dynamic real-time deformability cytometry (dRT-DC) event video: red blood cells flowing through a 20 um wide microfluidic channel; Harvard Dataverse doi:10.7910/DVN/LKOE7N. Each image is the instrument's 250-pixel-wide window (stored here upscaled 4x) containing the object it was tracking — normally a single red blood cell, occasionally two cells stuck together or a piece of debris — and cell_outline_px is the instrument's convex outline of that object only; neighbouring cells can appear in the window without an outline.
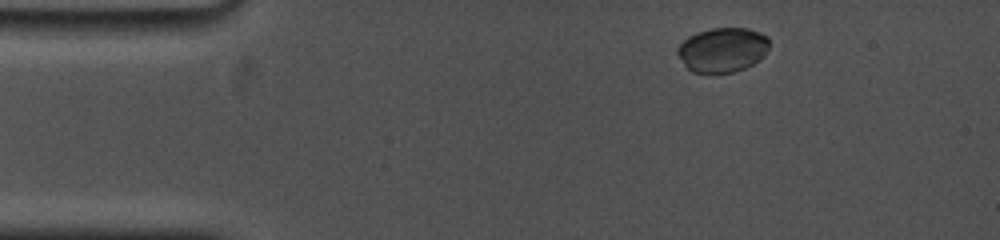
{"species": "common noctule bat (a hibernating species)", "species_latin": "Nyctalus noctula", "temperature_condition": "cold", "stored_images_in_passage": 11, "camera_frame_rate_fps": 5000, "um_per_image_px": 0.085, "animal": {"sex": "female", "body_mass_g": 19.0, "forearm_length_mm": 53.3}, "frame": {"image": 1, "passage_image": 2, "time_ms": 0.8, "image_size_px": [1000, 240], "cell_outline_px": [[768, 48], [764, 56], [760, 60], [744, 68], [732, 72], [692, 72], [684, 64], [676, 52], [676, 48], [688, 36], [696, 32], [712, 28], [748, 28], [760, 32], [768, 36]], "centroid_in_image_um": [61.42, 4.21], "position_along_channel_um": 23.6, "area_um2": 23.81}}
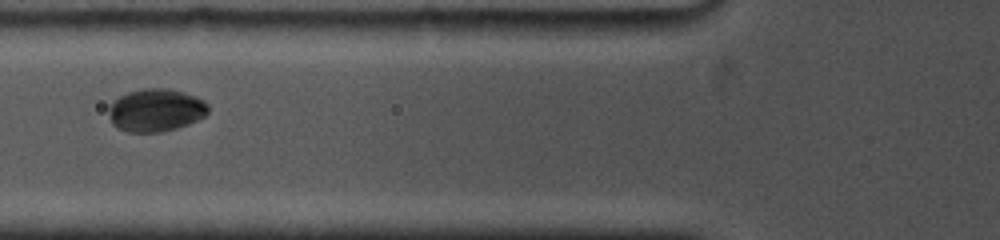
{"frame": {"image": 2, "passage_image": 8, "time_ms": 5.0, "image_size_px": [1000, 240], "cell_outline_px": [[208, 112], [204, 116], [188, 124], [176, 128], [160, 132], [128, 132], [116, 128], [112, 124], [108, 112], [108, 108], [120, 96], [128, 92], [144, 88], [168, 88], [184, 92], [196, 96], [204, 100], [208, 104]], "centroid_in_image_um": [13.24, 9.36], "position_along_channel_um": 112.6, "area_um2": 24.85}}
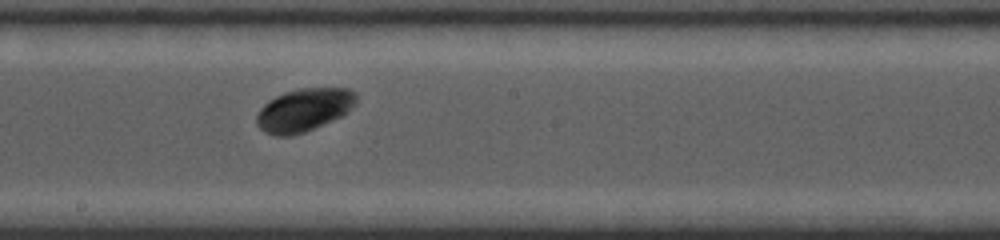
{"frame": {"image": 3, "passage_image": 11, "time_ms": 8.0, "image_size_px": [1000, 240], "cell_outline_px": [[356, 104], [340, 116], [304, 132], [292, 136], [276, 136], [264, 132], [256, 124], [256, 116], [260, 108], [268, 100], [284, 92], [300, 88], [348, 88], [356, 92]], "centroid_in_image_um": [25.8, 9.34], "position_along_channel_um": 222.4, "area_um2": 24.85}}